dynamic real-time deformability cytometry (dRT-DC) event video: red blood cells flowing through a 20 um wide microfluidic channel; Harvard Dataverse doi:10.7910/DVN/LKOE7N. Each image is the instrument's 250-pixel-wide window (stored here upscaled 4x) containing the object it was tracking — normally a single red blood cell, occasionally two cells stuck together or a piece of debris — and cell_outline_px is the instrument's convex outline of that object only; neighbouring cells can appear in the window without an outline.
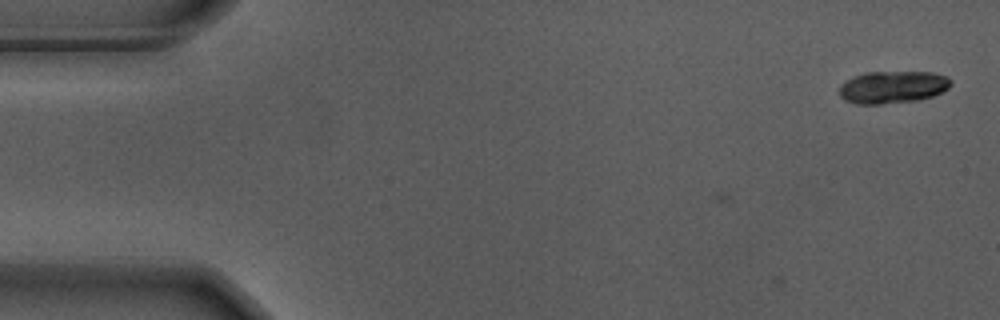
{"species": "Egyptian fruit bat (a non-hibernating species)", "species_latin": "Rousettus aegyptiacus", "temperature_condition": "warm", "stored_images_in_passage": 2, "camera_frame_rate_fps": 3000, "um_per_image_px": 0.085, "animal": {"sex": "male"}, "frame": {"image": 1, "passage_image": 2, "time_ms": 0.333, "image_size_px": [1000, 320], "cell_outline_px": [[952, 84], [948, 88], [932, 96], [916, 100], [880, 104], [856, 104], [840, 96], [840, 84], [852, 76], [864, 72], [932, 72], [948, 76], [952, 80]], "centroid_in_image_um": [75.88, 7.38], "position_along_channel_um": 9.1, "area_um2": 21.04}}